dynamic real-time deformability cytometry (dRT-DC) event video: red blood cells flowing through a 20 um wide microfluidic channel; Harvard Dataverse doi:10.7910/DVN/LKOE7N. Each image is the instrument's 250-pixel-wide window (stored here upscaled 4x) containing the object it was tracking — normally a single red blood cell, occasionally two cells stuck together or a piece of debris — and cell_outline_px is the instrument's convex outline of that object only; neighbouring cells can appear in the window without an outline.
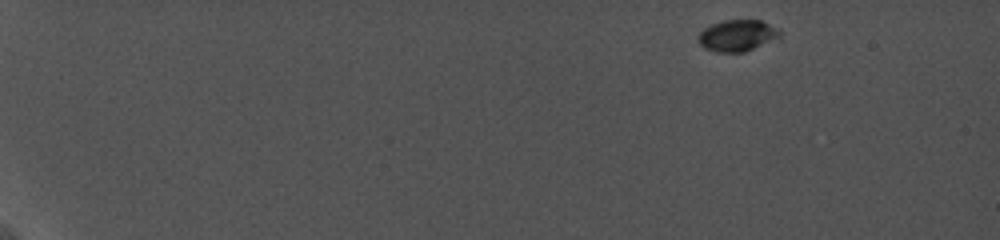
{"species": "common noctule bat (a hibernating species)", "species_latin": "Nyctalus noctula", "temperature_condition": "cold", "stored_images_in_passage": 23, "camera_frame_rate_fps": 5000, "um_per_image_px": 0.085, "animal": {"sex": "female", "body_mass_g": 19.0, "forearm_length_mm": 56.7}, "frame": {"image": 1, "passage_image": 1, "time_ms": 0.0, "image_size_px": [1000, 240], "cell_outline_px": [[780, 36], [744, 52], [716, 52], [704, 48], [700, 44], [700, 32], [704, 28], [712, 24], [724, 20], [760, 20], [768, 24], [780, 32]], "centroid_in_image_um": [62.62, 3.02], "position_along_channel_um": 22.4, "area_um2": 14.45}}
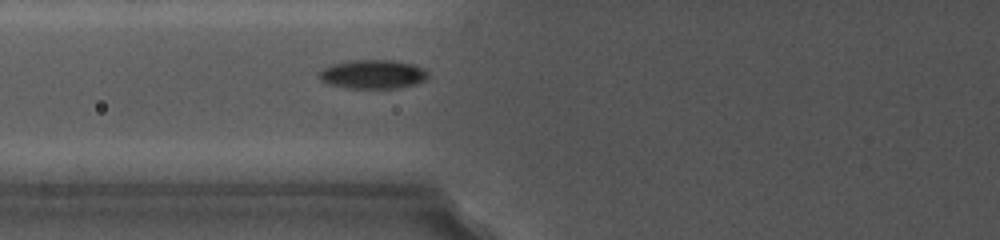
{"frame": {"image": 2, "passage_image": 9, "time_ms": 6.4, "image_size_px": [1000, 240], "cell_outline_px": [[428, 76], [424, 80], [416, 84], [400, 88], [348, 88], [328, 84], [320, 80], [316, 72], [332, 64], [352, 60], [392, 60], [412, 64], [428, 72]], "centroid_in_image_um": [31.64, 6.32], "position_along_channel_um": 94.2, "area_um2": 18.38}}
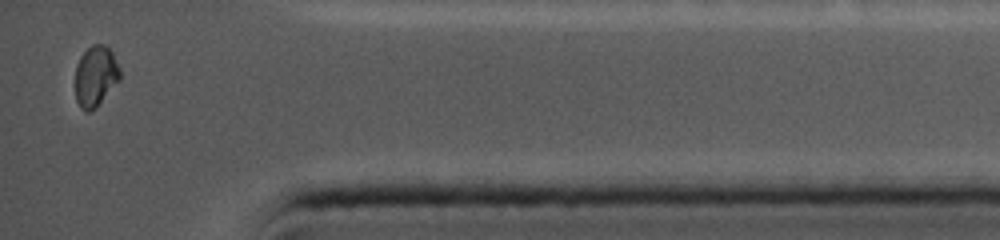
{"frame": {"image": 3, "passage_image": 23, "time_ms": 15.4, "image_size_px": [1000, 240], "cell_outline_px": [[120, 80], [96, 108], [88, 112], [80, 108], [76, 100], [76, 64], [80, 56], [92, 44], [104, 44], [112, 52], [120, 68]], "centroid_in_image_um": [8.13, 6.48], "position_along_channel_um": 427.1, "area_um2": 15.9}, "authors_computed_cell_mechanics": {"area_um2": 16.762, "velocity_mm_per_s": 3.7752, "shape_relaxation_time_tau1_ms": 4.2526, "shape_relaxation_time_tau2_ms": null, "deformation_change_tau1": 0.105, "deformation_change_tau2": null}}